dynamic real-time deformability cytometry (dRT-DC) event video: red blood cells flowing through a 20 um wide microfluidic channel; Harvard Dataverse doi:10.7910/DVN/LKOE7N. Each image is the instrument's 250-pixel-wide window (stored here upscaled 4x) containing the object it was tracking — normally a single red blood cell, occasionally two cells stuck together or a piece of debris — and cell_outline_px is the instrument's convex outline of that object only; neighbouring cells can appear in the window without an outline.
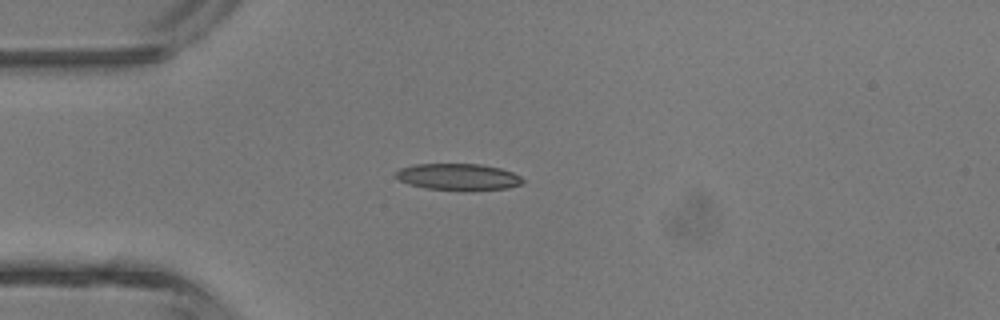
{"species": "common noctule bat (a hibernating species)", "species_latin": "Nyctalus noctula", "temperature_condition": "room temperature", "stored_images_in_passage": 4, "camera_frame_rate_fps": 3000, "um_per_image_px": 0.085, "animal": {"sex": "male", "body_mass_g": 13.3}, "frame": {"image": 1, "passage_image": 3, "time_ms": 3.333, "image_size_px": [1000, 320], "cell_outline_px": [[524, 184], [508, 188], [464, 192], [424, 188], [408, 184], [400, 180], [396, 176], [396, 172], [400, 168], [416, 164], [480, 164], [500, 168], [512, 172], [520, 176], [524, 180]], "centroid_in_image_um": [38.99, 15.06], "position_along_channel_um": 46.0, "area_um2": 20.11}}